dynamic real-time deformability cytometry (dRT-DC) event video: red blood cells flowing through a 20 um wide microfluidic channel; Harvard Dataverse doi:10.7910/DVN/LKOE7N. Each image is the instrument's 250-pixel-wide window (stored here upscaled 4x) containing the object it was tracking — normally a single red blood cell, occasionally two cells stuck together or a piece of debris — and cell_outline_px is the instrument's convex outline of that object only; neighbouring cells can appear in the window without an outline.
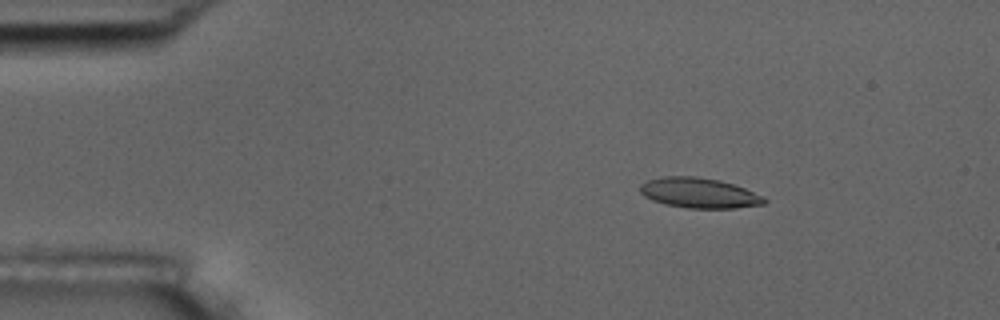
{"species": "common noctule bat (a hibernating species)", "species_latin": "Nyctalus noctula", "temperature_condition": "room temperature", "stored_images_in_passage": 4, "camera_frame_rate_fps": 3000, "um_per_image_px": 0.085, "animal": {"sex": "male", "body_mass_g": 17.5, "forearm_length_mm": 52.3}, "frame": {"image": 1, "passage_image": 2, "time_ms": 1.333, "image_size_px": [1000, 320], "cell_outline_px": [[768, 200], [764, 204], [736, 208], [688, 208], [664, 204], [652, 200], [644, 196], [640, 192], [640, 184], [648, 180], [664, 176], [696, 176], [720, 180], [744, 188], [764, 196]], "centroid_in_image_um": [59.42, 16.4], "position_along_channel_um": 25.6, "area_um2": 21.91}}